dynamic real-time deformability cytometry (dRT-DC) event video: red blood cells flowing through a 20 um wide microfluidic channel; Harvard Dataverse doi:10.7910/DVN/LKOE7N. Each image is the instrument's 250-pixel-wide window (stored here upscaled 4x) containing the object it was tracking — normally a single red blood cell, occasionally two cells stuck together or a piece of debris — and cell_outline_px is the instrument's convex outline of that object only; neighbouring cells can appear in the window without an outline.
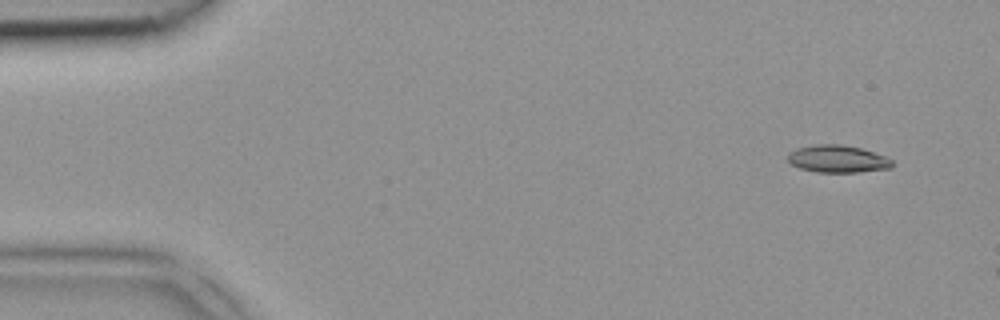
{"species": "common noctule bat (a hibernating species)", "species_latin": "Nyctalus noctula", "temperature_condition": "room temperature", "stored_images_in_passage": 3, "segment_of_instrument_passage": [2, 2], "camera_frame_rate_fps": 3000, "um_per_image_px": 0.085, "animal": {"sex": "female", "body_mass_g": 18.4}, "frame": {"image": 1, "passage_image": 3, "time_ms": 0.667, "image_size_px": [1000, 320], "cell_outline_px": [[892, 168], [860, 172], [816, 172], [800, 168], [792, 164], [788, 160], [788, 152], [796, 148], [816, 144], [840, 144], [860, 148], [888, 156], [892, 160]], "centroid_in_image_um": [71.21, 13.5], "position_along_channel_um": 13.8, "area_um2": 16.76}}